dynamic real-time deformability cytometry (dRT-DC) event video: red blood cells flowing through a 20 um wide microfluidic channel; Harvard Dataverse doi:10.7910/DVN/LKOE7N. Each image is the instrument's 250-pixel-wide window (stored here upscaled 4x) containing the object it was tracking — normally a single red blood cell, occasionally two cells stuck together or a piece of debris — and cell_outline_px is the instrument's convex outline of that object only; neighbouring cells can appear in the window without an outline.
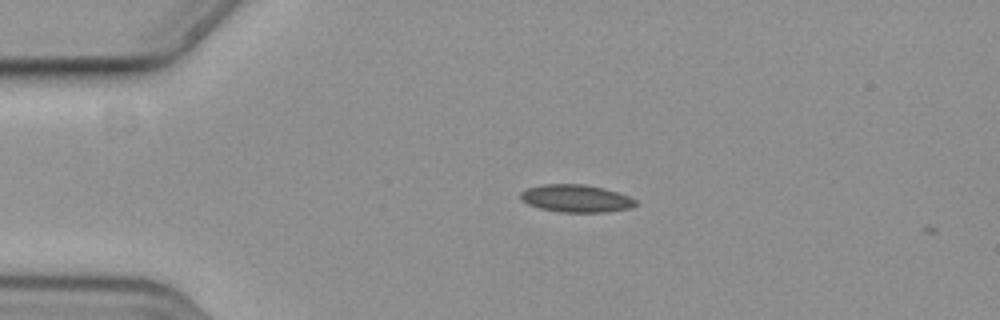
{"species": "common noctule bat (a hibernating species)", "species_latin": "Nyctalus noctula", "temperature_condition": "cold", "stored_images_in_passage": 3, "camera_frame_rate_fps": 3000, "um_per_image_px": 0.085, "animal": {"sex": "female", "body_mass_g": 19.3, "forearm_length_mm": 54.1}, "frame": {"image": 1, "passage_image": 2, "time_ms": 0.333, "image_size_px": [1000, 320], "cell_outline_px": [[640, 204], [632, 208], [608, 212], [560, 212], [540, 208], [528, 204], [520, 200], [520, 192], [528, 188], [544, 184], [584, 184], [604, 188], [628, 196], [636, 200]], "centroid_in_image_um": [48.99, 16.87], "position_along_channel_um": 36.0, "area_um2": 18.61}}